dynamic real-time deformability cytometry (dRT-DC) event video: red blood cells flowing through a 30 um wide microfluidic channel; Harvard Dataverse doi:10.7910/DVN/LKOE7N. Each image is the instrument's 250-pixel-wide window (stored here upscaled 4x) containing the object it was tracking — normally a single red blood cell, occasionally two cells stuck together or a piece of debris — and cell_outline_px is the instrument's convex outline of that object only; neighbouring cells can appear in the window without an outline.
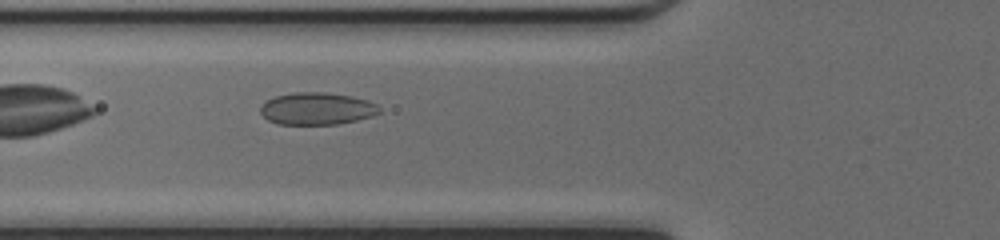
{"species": "common noctule bat (a hibernating species)", "species_latin": "Nyctalus noctula", "temperature_condition": "cold", "stored_images_in_passage": 35, "camera_frame_rate_fps": 3000, "um_per_image_px": 0.085, "animal": {"sex": "female", "body_mass_g": 17.0, "forearm_length_mm": 48.0}, "frame": {"image": 1, "passage_image": 3, "time_ms": 0.667, "image_size_px": [1000, 240], "cell_outline_px": [[380, 112], [372, 116], [356, 120], [336, 124], [280, 124], [268, 120], [260, 112], [260, 104], [264, 100], [276, 96], [292, 92], [324, 92], [352, 96], [368, 100], [376, 104], [380, 108]], "centroid_in_image_um": [26.91, 9.22], "position_along_channel_um": 98.9, "area_um2": 22.43}}
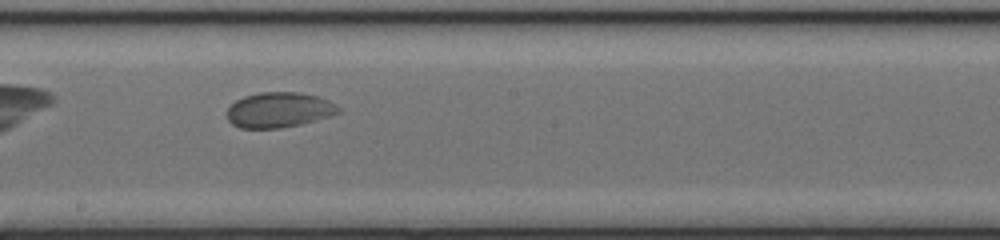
{"frame": {"image": 2, "passage_image": 12, "time_ms": 3.667, "image_size_px": [1000, 240], "cell_outline_px": [[340, 112], [328, 116], [300, 124], [280, 128], [240, 128], [232, 124], [228, 120], [228, 108], [236, 100], [244, 96], [260, 92], [300, 92], [316, 96], [328, 100], [340, 108]], "centroid_in_image_um": [23.69, 9.34], "position_along_channel_um": 224.5, "area_um2": 22.66}}
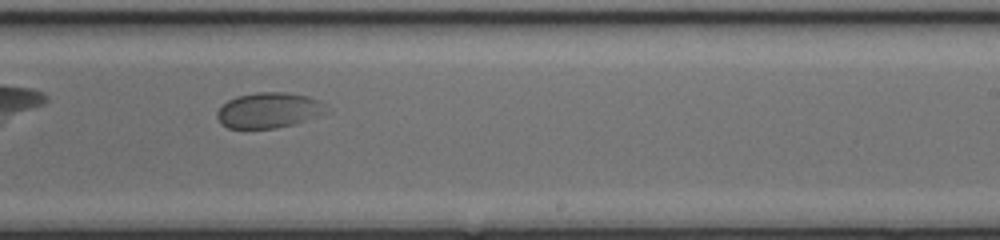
{"frame": {"image": 3, "passage_image": 15, "time_ms": 4.667, "image_size_px": [1000, 240], "cell_outline_px": [[324, 108], [304, 120], [292, 124], [276, 128], [228, 128], [220, 124], [216, 116], [216, 112], [228, 100], [236, 96], [256, 92], [284, 92], [308, 96], [320, 100], [324, 104]], "centroid_in_image_um": [22.71, 9.36], "position_along_channel_um": 266.3, "area_um2": 21.96}}